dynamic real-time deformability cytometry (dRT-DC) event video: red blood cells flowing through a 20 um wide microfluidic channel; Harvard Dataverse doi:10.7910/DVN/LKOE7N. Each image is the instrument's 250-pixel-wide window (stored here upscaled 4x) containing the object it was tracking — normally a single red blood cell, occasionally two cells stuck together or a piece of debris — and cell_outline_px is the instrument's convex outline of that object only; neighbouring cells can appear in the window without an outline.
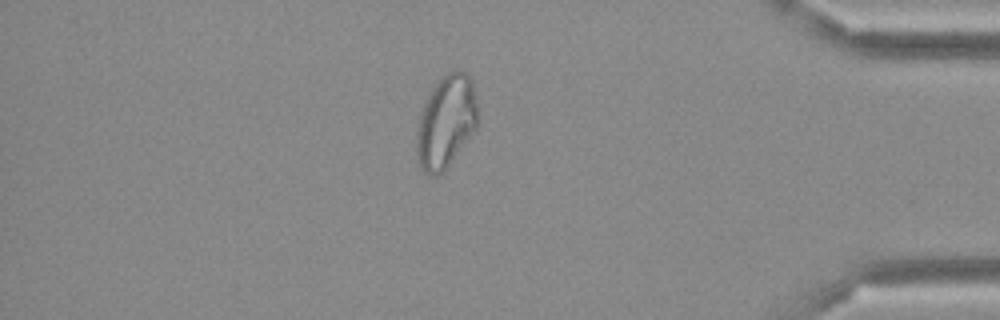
{"species": "Egyptian fruit bat (a non-hibernating species)", "species_latin": "Rousettus aegyptiacus", "temperature_condition": "cold", "stored_images_in_passage": 49, "camera_frame_rate_fps": 3000, "um_per_image_px": 0.085, "frame": {"image": 1, "passage_image": 42, "time_ms": 13.667, "image_size_px": [1000, 320], "cell_outline_px": [[480, 116], [476, 128], [448, 168], [440, 176], [432, 176], [424, 172], [416, 156], [416, 128], [424, 104], [432, 88], [440, 76], [452, 68], [460, 68], [472, 80]], "centroid_in_image_um": [37.93, 10.34], "position_along_channel_um": 397.3, "area_um2": 33.87}}